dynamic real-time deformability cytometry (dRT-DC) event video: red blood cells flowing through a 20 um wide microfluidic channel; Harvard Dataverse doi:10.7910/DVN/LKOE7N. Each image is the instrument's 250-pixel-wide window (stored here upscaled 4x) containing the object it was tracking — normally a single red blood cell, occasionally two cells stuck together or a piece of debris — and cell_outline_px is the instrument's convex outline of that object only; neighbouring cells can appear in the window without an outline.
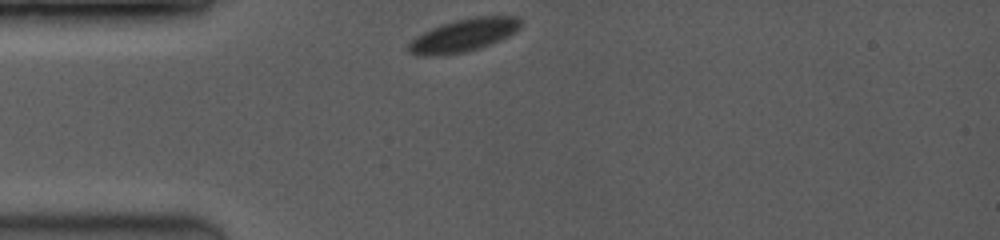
{"species": "common noctule bat (a hibernating species)", "species_latin": "Nyctalus noctula", "temperature_condition": "room temperature", "stored_images_in_passage": 38, "camera_frame_rate_fps": 3500, "um_per_image_px": 0.085, "animal": {"sex": "female", "body_mass_g": 19.0, "forearm_length_mm": 53.3}, "frame": {"image": 1, "passage_image": 1, "time_ms": 0.0, "image_size_px": [1000, 240], "cell_outline_px": [[520, 28], [516, 32], [500, 40], [464, 52], [440, 56], [416, 56], [408, 52], [408, 44], [416, 36], [440, 24], [472, 16], [516, 16], [520, 20]], "centroid_in_image_um": [39.37, 3.0], "position_along_channel_um": 45.6, "area_um2": 21.44}}
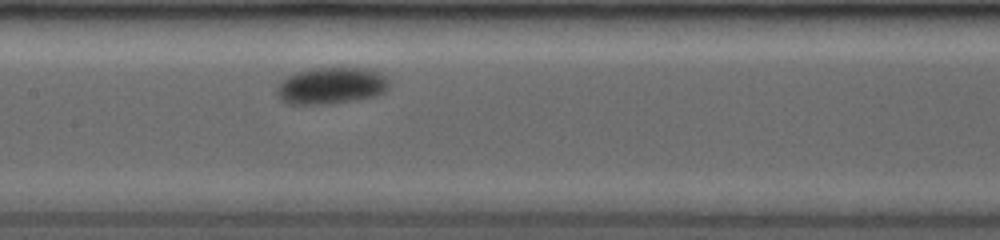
{"frame": {"image": 2, "passage_image": 15, "time_ms": 4.0, "image_size_px": [1000, 240], "cell_outline_px": [[388, 88], [384, 92], [376, 96], [332, 104], [288, 104], [280, 100], [276, 92], [276, 88], [284, 76], [296, 72], [320, 68], [368, 68], [380, 72], [388, 80]], "centroid_in_image_um": [28.13, 7.29], "position_along_channel_um": 179.3, "area_um2": 24.22}}
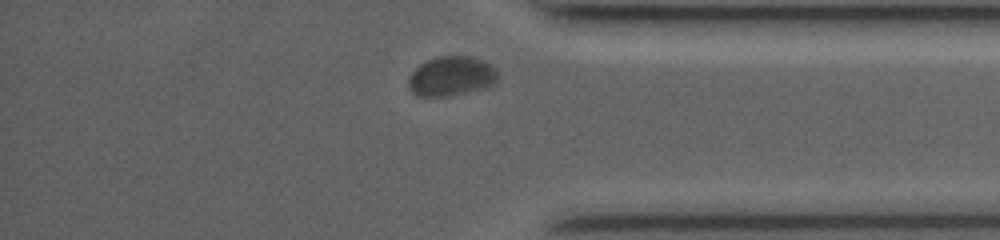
{"frame": {"image": 3, "passage_image": 35, "time_ms": 9.714, "image_size_px": [1000, 240], "cell_outline_px": [[500, 80], [496, 84], [488, 88], [452, 96], [416, 96], [408, 88], [408, 76], [420, 64], [428, 60], [440, 56], [472, 56], [488, 64], [500, 76]], "centroid_in_image_um": [38.38, 6.51], "position_along_channel_um": 396.8, "area_um2": 20.92}, "authors_computed_cell_mechanics": {"area_um2": 21.8773, "velocity_mm_per_s": 3.8036, "shape_relaxation_time_tau1_ms": 3.5648, "shape_relaxation_time_tau2_ms": null, "deformation_change_tau1": 0.0811, "deformation_change_tau2": null}}